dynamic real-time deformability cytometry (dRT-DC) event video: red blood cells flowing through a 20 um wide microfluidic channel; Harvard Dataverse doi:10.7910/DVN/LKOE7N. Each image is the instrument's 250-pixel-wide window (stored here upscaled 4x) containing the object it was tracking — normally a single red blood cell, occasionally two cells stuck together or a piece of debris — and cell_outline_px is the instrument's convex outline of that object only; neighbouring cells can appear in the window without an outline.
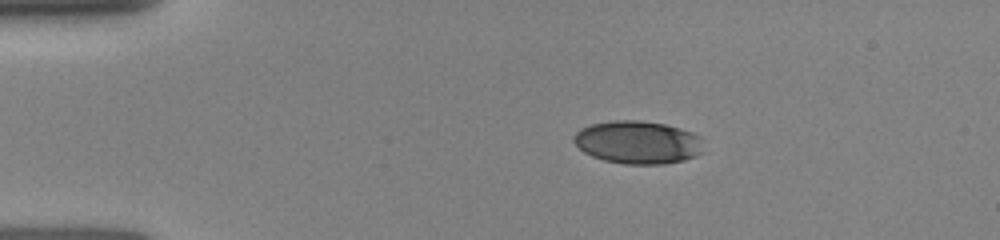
{"species": "human", "species_latin": "Homo sapiens", "temperature_condition": "room temperature", "stored_images_in_passage": 7, "camera_frame_rate_fps": 3000, "um_per_image_px": 0.085, "donor": {"sex": "female"}, "frame": {"image": 1, "passage_image": 1, "time_ms": 0.0, "image_size_px": [1000, 240], "cell_outline_px": [[700, 152], [696, 156], [684, 160], [664, 164], [624, 164], [604, 160], [592, 156], [584, 152], [572, 140], [572, 136], [580, 128], [592, 124], [612, 120], [640, 120], [664, 124], [680, 128], [692, 132], [700, 136]], "centroid_in_image_um": [54.17, 12.09], "position_along_channel_um": 30.8, "area_um2": 32.43}}
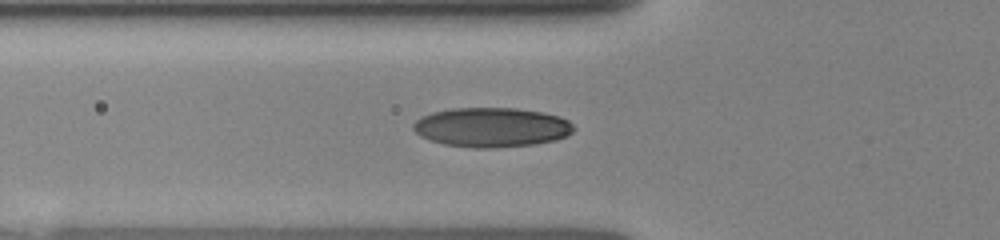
{"frame": {"image": 2, "passage_image": 6, "time_ms": 2.667, "image_size_px": [1000, 240], "cell_outline_px": [[576, 128], [568, 136], [556, 140], [532, 144], [492, 148], [472, 148], [444, 144], [420, 136], [412, 128], [412, 124], [420, 116], [432, 112], [452, 108], [516, 108], [540, 112], [560, 116], [568, 120]], "centroid_in_image_um": [41.78, 10.82], "position_along_channel_um": 84.0, "area_um2": 37.05}}